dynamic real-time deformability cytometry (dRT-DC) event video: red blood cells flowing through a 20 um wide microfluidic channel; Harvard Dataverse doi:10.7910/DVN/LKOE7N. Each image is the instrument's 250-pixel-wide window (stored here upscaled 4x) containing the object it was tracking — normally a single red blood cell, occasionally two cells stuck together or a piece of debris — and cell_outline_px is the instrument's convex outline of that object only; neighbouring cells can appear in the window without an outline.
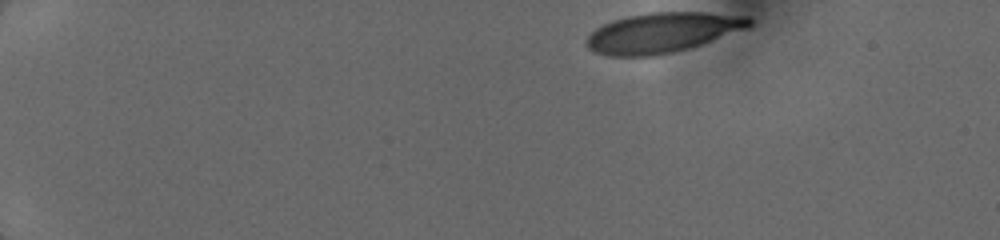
{"species": "human", "species_latin": "Homo sapiens", "temperature_condition": "cold", "stored_images_in_passage": 43, "camera_frame_rate_fps": 3000, "um_per_image_px": 0.085, "donor": {"sex": "female"}, "frame": {"image": 1, "passage_image": 1, "time_ms": 0.0, "image_size_px": [1000, 240], "cell_outline_px": [[752, 24], [748, 28], [688, 48], [672, 52], [652, 56], [608, 56], [596, 52], [588, 48], [584, 40], [596, 28], [612, 20], [628, 16], [648, 12], [708, 12], [748, 16], [752, 20]], "centroid_in_image_um": [56.3, 2.76], "position_along_channel_um": 28.7, "area_um2": 37.86}}
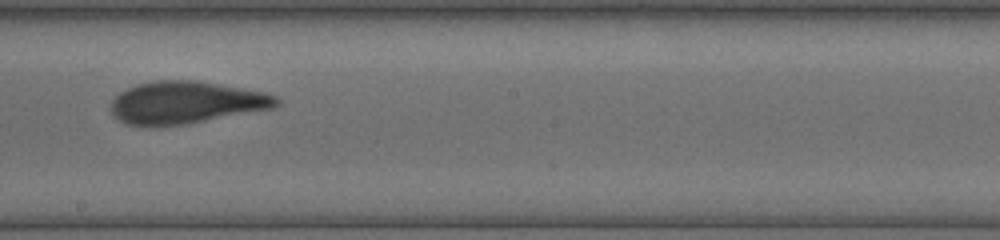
{"frame": {"image": 2, "passage_image": 24, "time_ms": 7.667, "image_size_px": [1000, 240], "cell_outline_px": [[280, 104], [272, 108], [184, 124], [148, 128], [124, 124], [112, 116], [108, 108], [112, 100], [120, 92], [136, 84], [156, 80], [196, 80], [264, 92], [276, 96], [280, 100]], "centroid_in_image_um": [15.7, 8.73], "position_along_channel_um": 232.5, "area_um2": 41.21}}
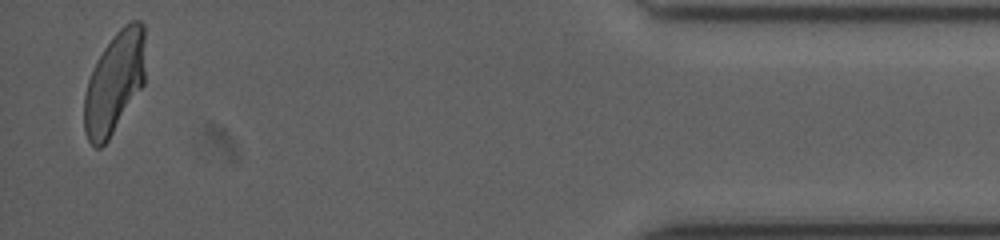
{"frame": {"image": 3, "passage_image": 42, "time_ms": 13.667, "image_size_px": [1000, 240], "cell_outline_px": [[144, 84], [108, 140], [100, 148], [96, 148], [88, 140], [84, 132], [84, 96], [88, 80], [104, 48], [112, 36], [124, 24], [132, 20], [140, 20], [144, 24]], "centroid_in_image_um": [9.73, 7.02], "position_along_channel_um": 425.5, "area_um2": 35.95}}